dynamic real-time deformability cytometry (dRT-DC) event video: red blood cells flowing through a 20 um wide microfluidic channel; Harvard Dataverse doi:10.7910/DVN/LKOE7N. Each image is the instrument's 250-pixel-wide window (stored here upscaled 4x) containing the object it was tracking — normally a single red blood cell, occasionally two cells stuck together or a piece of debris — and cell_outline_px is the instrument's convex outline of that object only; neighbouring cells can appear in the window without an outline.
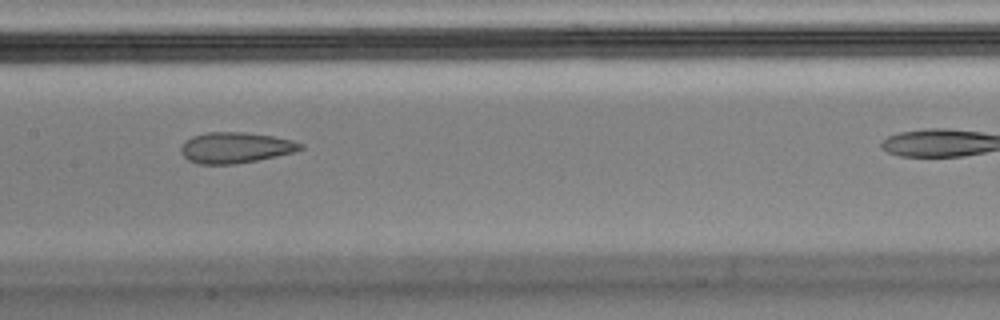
{"species": "Egyptian fruit bat (a non-hibernating species)", "species_latin": "Rousettus aegyptiacus", "temperature_condition": "cold", "stored_images_in_passage": 10, "camera_frame_rate_fps": 3000, "um_per_image_px": 0.085, "animal": {"sex": "male"}, "frame": {"image": 1, "passage_image": 7, "time_ms": 2.0, "image_size_px": [1000, 320], "cell_outline_px": [[304, 148], [296, 152], [256, 160], [232, 164], [200, 164], [188, 160], [180, 152], [180, 148], [192, 136], [208, 132], [244, 132], [272, 136], [292, 140], [304, 144]], "centroid_in_image_um": [20.04, 12.55], "position_along_channel_um": 187.4, "area_um2": 21.33}}
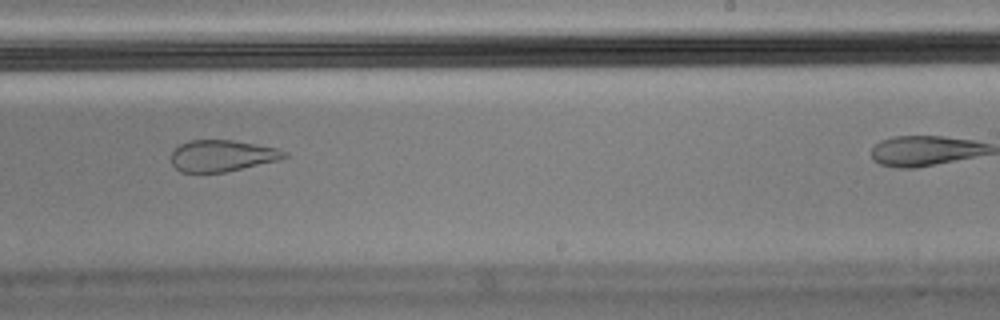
{"frame": {"image": 2, "passage_image": 9, "time_ms": 2.667, "image_size_px": [1000, 320], "cell_outline_px": [[288, 156], [280, 160], [224, 172], [180, 172], [172, 164], [172, 152], [180, 144], [188, 140], [232, 140], [256, 144], [276, 148], [288, 152]], "centroid_in_image_um": [18.89, 13.23], "position_along_channel_um": 270.1, "area_um2": 20.69}}